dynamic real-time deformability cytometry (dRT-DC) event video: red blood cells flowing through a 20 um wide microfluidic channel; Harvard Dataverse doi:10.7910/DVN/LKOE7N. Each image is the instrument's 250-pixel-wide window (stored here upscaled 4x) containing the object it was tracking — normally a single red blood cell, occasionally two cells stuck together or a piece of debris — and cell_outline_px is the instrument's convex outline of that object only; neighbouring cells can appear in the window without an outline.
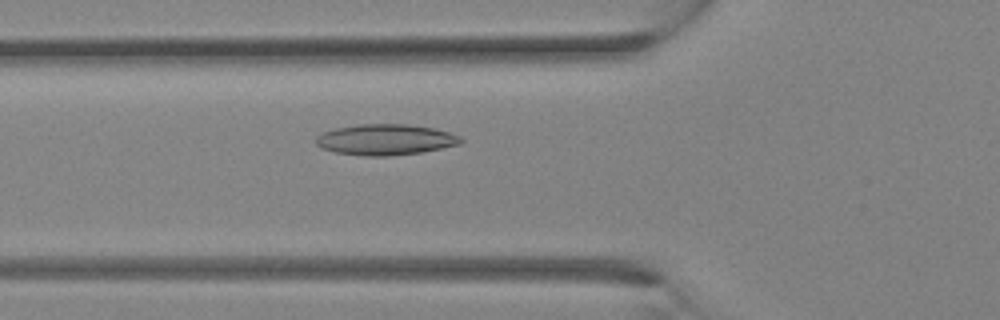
{"species": "Egyptian fruit bat (a non-hibernating species)", "species_latin": "Rousettus aegyptiacus", "temperature_condition": "room temperature", "stored_images_in_passage": 32, "camera_frame_rate_fps": 3000, "um_per_image_px": 0.085, "animal": {"sex": "female"}, "frame": {"image": 1, "passage_image": 12, "time_ms": 3.667, "image_size_px": [1000, 320], "cell_outline_px": [[464, 140], [460, 144], [424, 152], [388, 156], [364, 156], [336, 152], [320, 148], [316, 144], [316, 136], [324, 132], [336, 128], [360, 124], [408, 124], [432, 128], [448, 132], [460, 136]], "centroid_in_image_um": [32.77, 11.87], "position_along_channel_um": 93.0, "area_um2": 26.07}}
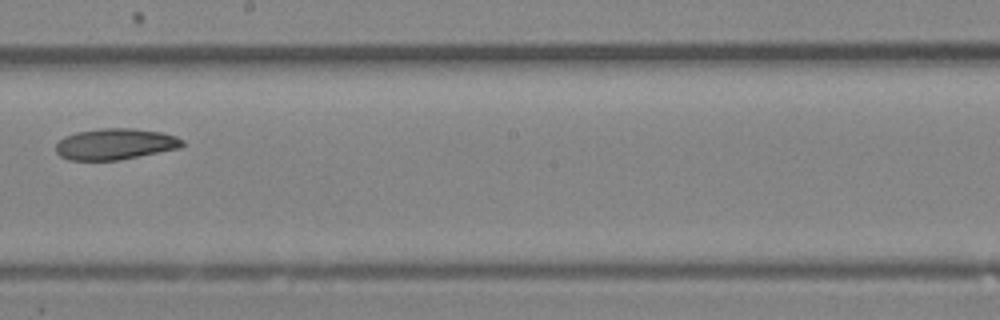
{"frame": {"image": 2, "passage_image": 19, "time_ms": 6.0, "image_size_px": [1000, 320], "cell_outline_px": [[184, 144], [180, 148], [120, 160], [68, 160], [60, 156], [56, 152], [56, 144], [64, 136], [76, 132], [100, 128], [132, 128], [160, 132], [176, 136], [184, 140]], "centroid_in_image_um": [9.79, 12.24], "position_along_channel_um": 238.4, "area_um2": 23.06}}
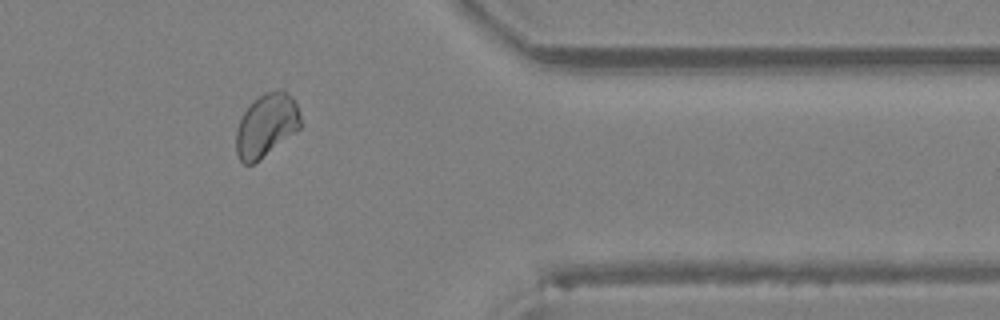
{"frame": {"image": 3, "passage_image": 27, "time_ms": 8.667, "image_size_px": [1000, 320], "cell_outline_px": [[300, 128], [296, 132], [260, 160], [252, 164], [244, 164], [240, 160], [236, 152], [236, 128], [244, 112], [264, 92], [276, 88], [280, 88], [288, 92], [292, 96], [300, 112]], "centroid_in_image_um": [22.65, 10.65], "position_along_channel_um": 388.7, "area_um2": 23.81}}